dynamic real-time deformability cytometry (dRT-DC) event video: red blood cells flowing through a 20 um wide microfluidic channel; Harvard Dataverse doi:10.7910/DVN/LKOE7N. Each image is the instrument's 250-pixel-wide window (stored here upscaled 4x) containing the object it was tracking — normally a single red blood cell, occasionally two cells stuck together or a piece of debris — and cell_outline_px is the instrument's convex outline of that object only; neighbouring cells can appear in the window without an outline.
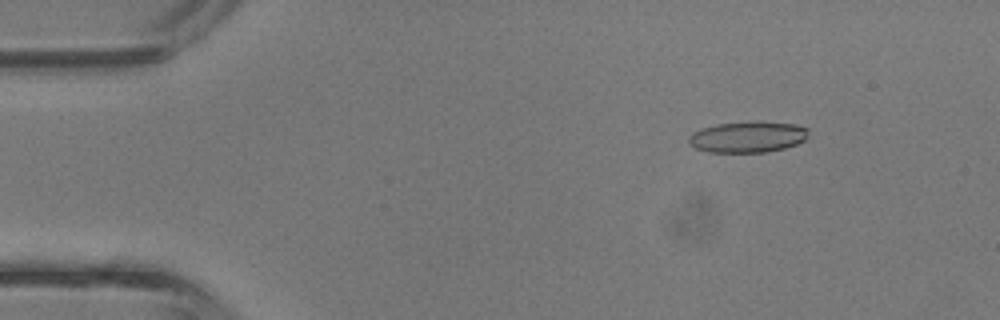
{"species": "common noctule bat (a hibernating species)", "species_latin": "Nyctalus noctula", "temperature_condition": "room temperature", "stored_images_in_passage": 4, "camera_frame_rate_fps": 3000, "um_per_image_px": 0.085, "animal": {"sex": "male", "body_mass_g": 13.3}, "frame": {"image": 1, "passage_image": 2, "time_ms": 0.333, "image_size_px": [1000, 320], "cell_outline_px": [[808, 136], [804, 140], [796, 144], [784, 148], [768, 152], [708, 152], [696, 148], [688, 144], [688, 136], [692, 132], [716, 124], [796, 124], [808, 128]], "centroid_in_image_um": [63.52, 11.69], "position_along_channel_um": 21.5, "area_um2": 20.87}}
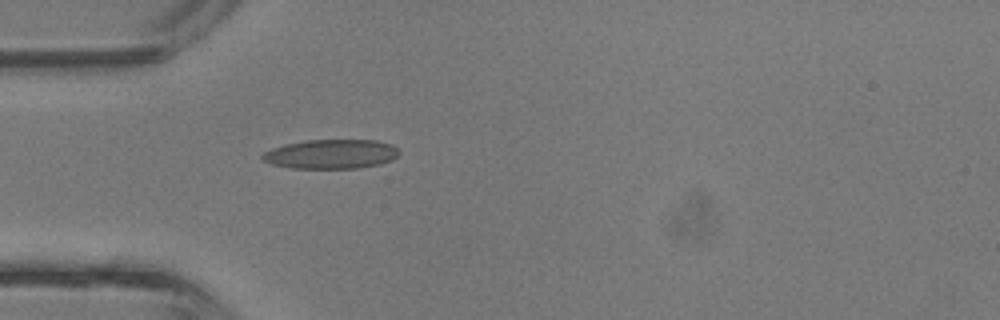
{"frame": {"image": 2, "passage_image": 4, "time_ms": 1.0, "image_size_px": [1000, 320], "cell_outline_px": [[400, 152], [392, 160], [380, 164], [356, 168], [292, 168], [272, 164], [260, 160], [260, 156], [264, 152], [272, 148], [284, 144], [304, 140], [376, 140], [392, 144], [400, 148]], "centroid_in_image_um": [28.14, 13.09], "position_along_channel_um": 56.9, "area_um2": 23.58}}